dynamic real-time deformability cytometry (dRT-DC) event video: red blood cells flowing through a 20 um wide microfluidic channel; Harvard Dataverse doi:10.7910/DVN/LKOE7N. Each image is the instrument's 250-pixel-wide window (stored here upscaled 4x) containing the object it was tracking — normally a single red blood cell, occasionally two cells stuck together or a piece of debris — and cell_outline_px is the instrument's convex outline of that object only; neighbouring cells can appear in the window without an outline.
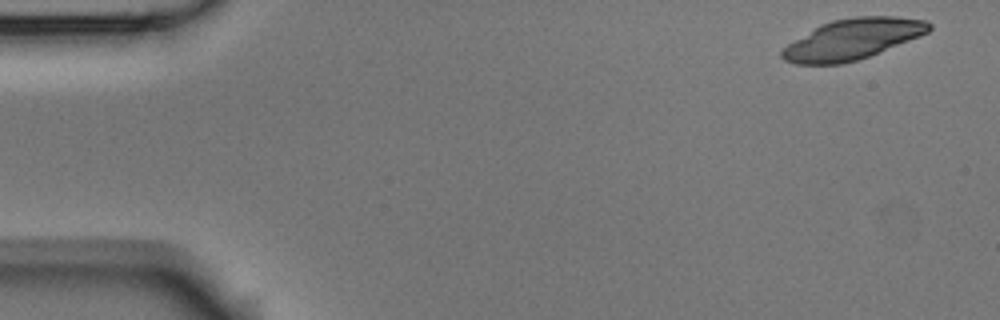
{"species": "Egyptian fruit bat (a non-hibernating species)", "species_latin": "Rousettus aegyptiacus", "temperature_condition": "room temperature", "stored_images_in_passage": 4, "camera_frame_rate_fps": 3000, "um_per_image_px": 0.085, "animal": {"sex": "male"}, "frame": {"image": 1, "passage_image": 1, "time_ms": 0.0, "image_size_px": [1000, 320], "cell_outline_px": [[932, 28], [928, 32], [920, 36], [880, 52], [856, 60], [840, 64], [796, 64], [784, 60], [780, 56], [780, 52], [788, 44], [820, 24], [832, 20], [856, 16], [896, 16], [928, 20], [932, 24]], "centroid_in_image_um": [72.49, 3.32], "position_along_channel_um": 12.5, "area_um2": 34.74}}